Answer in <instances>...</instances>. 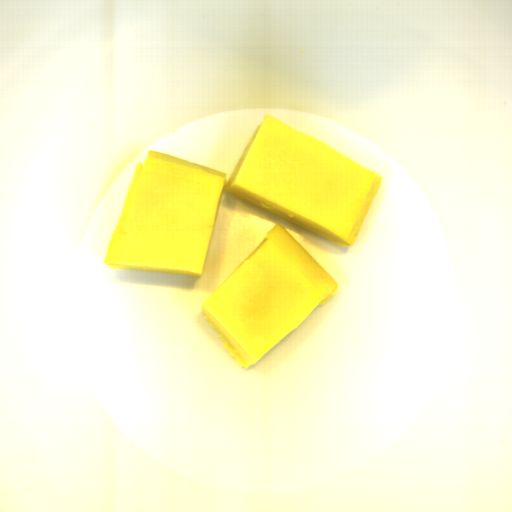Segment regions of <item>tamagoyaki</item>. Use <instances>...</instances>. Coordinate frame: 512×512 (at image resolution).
Returning <instances> with one entry per match:
<instances>
[{
  "mask_svg": "<svg viewBox=\"0 0 512 512\" xmlns=\"http://www.w3.org/2000/svg\"><path fill=\"white\" fill-rule=\"evenodd\" d=\"M383 177L268 114L238 159L228 196L341 248L357 242Z\"/></svg>",
  "mask_w": 512,
  "mask_h": 512,
  "instance_id": "81b7327e",
  "label": "tamagoyaki"
},
{
  "mask_svg": "<svg viewBox=\"0 0 512 512\" xmlns=\"http://www.w3.org/2000/svg\"><path fill=\"white\" fill-rule=\"evenodd\" d=\"M226 173L157 150L136 161L104 264L202 276Z\"/></svg>",
  "mask_w": 512,
  "mask_h": 512,
  "instance_id": "833754b4",
  "label": "tamagoyaki"
},
{
  "mask_svg": "<svg viewBox=\"0 0 512 512\" xmlns=\"http://www.w3.org/2000/svg\"><path fill=\"white\" fill-rule=\"evenodd\" d=\"M338 289L331 274L278 222L201 310L228 355L248 370Z\"/></svg>",
  "mask_w": 512,
  "mask_h": 512,
  "instance_id": "9680ed9f",
  "label": "tamagoyaki"
}]
</instances>
